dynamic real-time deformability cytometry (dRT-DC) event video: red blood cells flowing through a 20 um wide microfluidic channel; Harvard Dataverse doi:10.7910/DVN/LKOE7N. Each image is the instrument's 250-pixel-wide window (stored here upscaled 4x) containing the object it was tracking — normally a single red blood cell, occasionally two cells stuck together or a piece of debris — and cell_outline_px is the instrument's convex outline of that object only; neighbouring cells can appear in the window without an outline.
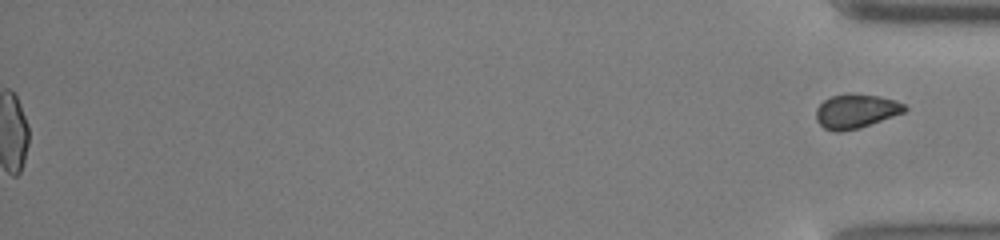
{"species": "common noctule bat (a hibernating species)", "species_latin": "Nyctalus noctula", "temperature_condition": "cold", "stored_images_in_passage": 50, "segment_of_instrument_passage": [2, 2], "camera_frame_rate_fps": 3000, "um_per_image_px": 0.085, "animal": {"sex": "male", "body_mass_g": 13.0, "forearm_length_mm": 53.1}, "frame": {"image": 1, "passage_image": 50, "time_ms": 16.333, "image_size_px": [1000, 240], "cell_outline_px": [[908, 108], [904, 112], [860, 128], [840, 132], [836, 132], [824, 128], [816, 120], [816, 108], [824, 100], [832, 96], [852, 92], [880, 96], [896, 100], [904, 104]], "centroid_in_image_um": [72.75, 9.44], "position_along_channel_um": 362.4, "area_um2": 17.8}}